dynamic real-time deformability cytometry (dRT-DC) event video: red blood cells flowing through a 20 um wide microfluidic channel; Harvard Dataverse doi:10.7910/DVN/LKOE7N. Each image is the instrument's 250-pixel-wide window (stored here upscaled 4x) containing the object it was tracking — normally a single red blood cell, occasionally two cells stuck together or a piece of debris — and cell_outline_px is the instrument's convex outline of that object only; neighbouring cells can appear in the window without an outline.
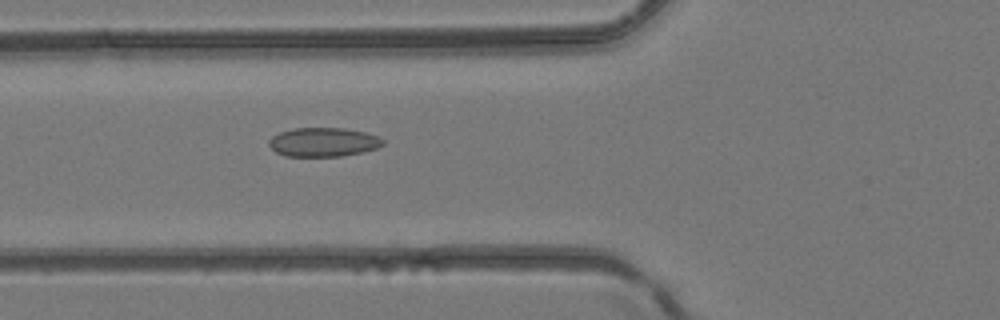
{"species": "common noctule bat (a hibernating species)", "species_latin": "Nyctalus noctula", "temperature_condition": "room temperature", "stored_images_in_passage": 40, "camera_frame_rate_fps": 3000, "um_per_image_px": 0.085, "animal": {"sex": "female", "body_mass_g": 24.6, "forearm_length_mm": 56.2}, "frame": {"image": 1, "passage_image": 19, "time_ms": 6.0, "image_size_px": [1000, 320], "cell_outline_px": [[384, 144], [376, 148], [360, 152], [340, 156], [284, 156], [276, 152], [268, 144], [268, 140], [272, 136], [280, 132], [292, 128], [344, 128], [368, 132], [380, 136], [384, 140]], "centroid_in_image_um": [27.49, 12.07], "position_along_channel_um": 98.3, "area_um2": 19.36}}
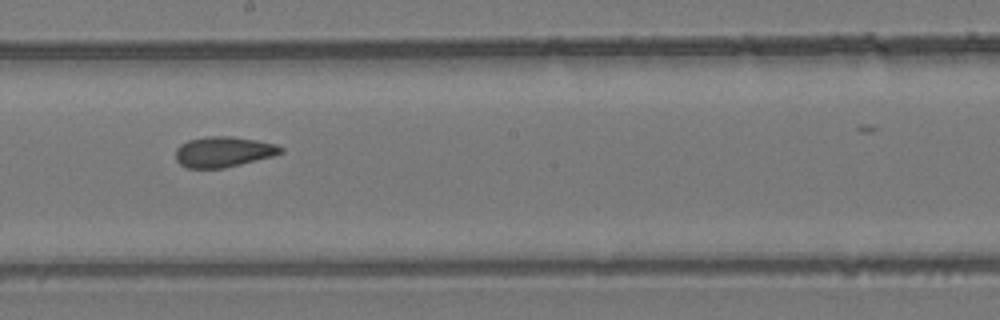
{"frame": {"image": 2, "passage_image": 28, "time_ms": 9.0, "image_size_px": [1000, 320], "cell_outline_px": [[284, 152], [272, 156], [224, 168], [188, 168], [180, 164], [176, 160], [176, 148], [180, 144], [188, 140], [208, 136], [232, 136], [256, 140], [276, 144], [284, 148]], "centroid_in_image_um": [18.98, 12.9], "position_along_channel_um": 229.2, "area_um2": 18.67}}
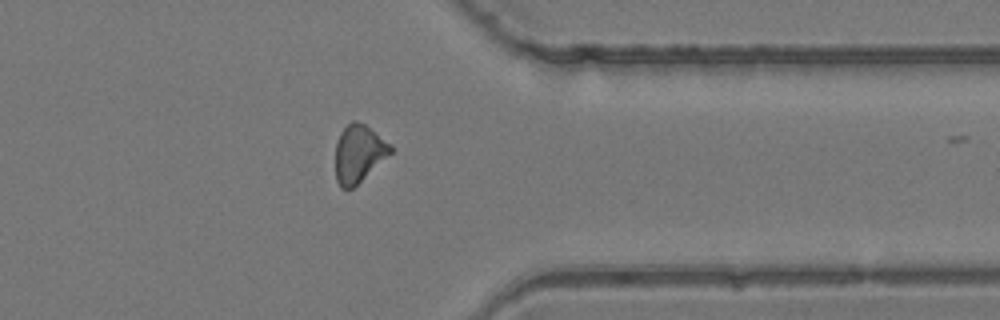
{"frame": {"image": 3, "passage_image": 39, "time_ms": 12.667, "image_size_px": [1000, 320], "cell_outline_px": [[392, 152], [352, 188], [340, 188], [336, 180], [336, 140], [340, 132], [352, 120], [356, 120], [364, 124], [392, 144]], "centroid_in_image_um": [30.48, 13.03], "position_along_channel_um": 380.9, "area_um2": 18.26}}